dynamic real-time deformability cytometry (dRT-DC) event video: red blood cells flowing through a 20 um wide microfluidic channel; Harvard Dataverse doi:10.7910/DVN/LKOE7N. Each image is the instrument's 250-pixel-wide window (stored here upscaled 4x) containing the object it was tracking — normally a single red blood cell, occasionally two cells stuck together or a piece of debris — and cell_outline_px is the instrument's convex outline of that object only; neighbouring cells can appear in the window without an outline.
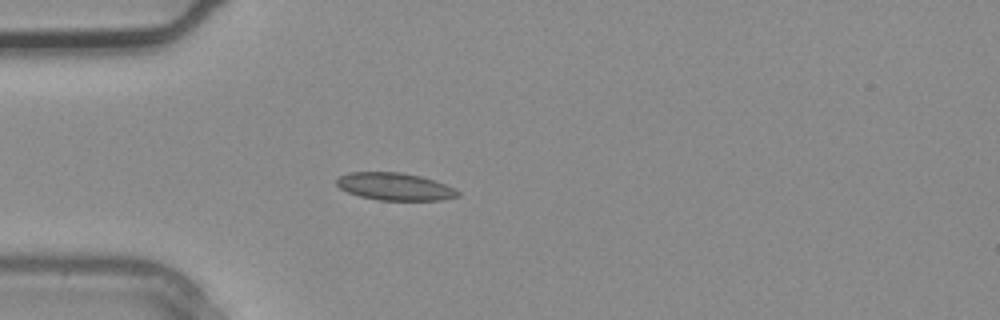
{"species": "common noctule bat (a hibernating species)", "species_latin": "Nyctalus noctula", "temperature_condition": "warm", "stored_images_in_passage": 3, "camera_frame_rate_fps": 3000, "um_per_image_px": 0.085, "animal": {"sex": "male", "body_mass_g": 20.4}, "frame": {"image": 1, "passage_image": 3, "time_ms": 0.667, "image_size_px": [1000, 320], "cell_outline_px": [[460, 196], [440, 200], [376, 200], [360, 196], [348, 192], [340, 188], [336, 184], [336, 180], [340, 176], [348, 172], [400, 172], [420, 176], [444, 184], [460, 192]], "centroid_in_image_um": [33.53, 15.86], "position_along_channel_um": 51.5, "area_um2": 19.25}}